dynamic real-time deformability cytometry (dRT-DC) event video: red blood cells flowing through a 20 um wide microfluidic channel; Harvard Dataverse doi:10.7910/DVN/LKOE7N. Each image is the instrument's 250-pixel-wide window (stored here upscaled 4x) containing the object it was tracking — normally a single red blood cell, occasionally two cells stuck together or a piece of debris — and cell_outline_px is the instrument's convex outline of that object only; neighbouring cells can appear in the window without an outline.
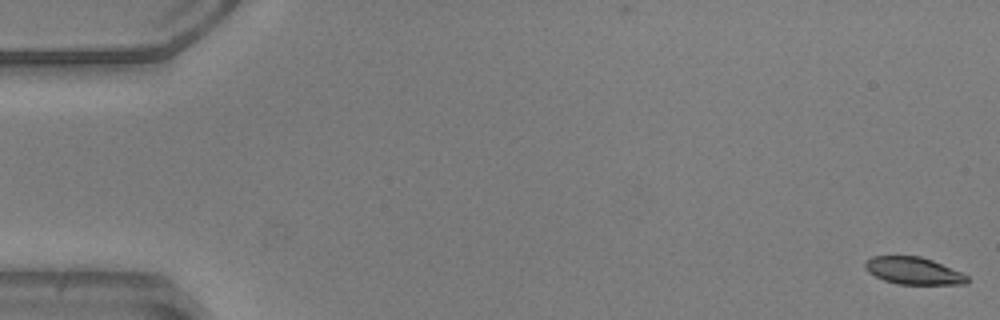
{"species": "common noctule bat (a hibernating species)", "species_latin": "Nyctalus noctula", "temperature_condition": "warm", "stored_images_in_passage": 9, "camera_frame_rate_fps": 3000, "um_per_image_px": 0.085, "animal": {"sex": "male", "body_mass_g": 20.5, "forearm_length_mm": 52.5}, "frame": {"image": 1, "passage_image": 1, "time_ms": 0.0, "image_size_px": [1000, 320], "cell_outline_px": [[968, 280], [964, 284], [896, 284], [884, 280], [868, 272], [864, 268], [864, 264], [872, 256], [920, 256], [932, 260], [960, 272], [968, 276]], "centroid_in_image_um": [77.61, 23.02], "position_along_channel_um": 7.4, "area_um2": 16.01}}